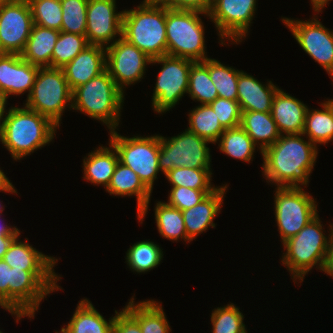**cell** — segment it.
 Masks as SVG:
<instances>
[{"instance_id": "f35d334b", "label": "cell", "mask_w": 333, "mask_h": 333, "mask_svg": "<svg viewBox=\"0 0 333 333\" xmlns=\"http://www.w3.org/2000/svg\"><path fill=\"white\" fill-rule=\"evenodd\" d=\"M31 10L33 24L61 31L62 7L60 0L26 1Z\"/></svg>"}, {"instance_id": "d4e9b609", "label": "cell", "mask_w": 333, "mask_h": 333, "mask_svg": "<svg viewBox=\"0 0 333 333\" xmlns=\"http://www.w3.org/2000/svg\"><path fill=\"white\" fill-rule=\"evenodd\" d=\"M240 126L256 145L257 142L261 141L259 144L261 154L267 147L273 145L281 135L271 112L242 111Z\"/></svg>"}, {"instance_id": "7bdbcfd3", "label": "cell", "mask_w": 333, "mask_h": 333, "mask_svg": "<svg viewBox=\"0 0 333 333\" xmlns=\"http://www.w3.org/2000/svg\"><path fill=\"white\" fill-rule=\"evenodd\" d=\"M209 105L225 130L240 125L242 111L238 101L217 97Z\"/></svg>"}, {"instance_id": "f6af8a7d", "label": "cell", "mask_w": 333, "mask_h": 333, "mask_svg": "<svg viewBox=\"0 0 333 333\" xmlns=\"http://www.w3.org/2000/svg\"><path fill=\"white\" fill-rule=\"evenodd\" d=\"M115 313L112 333H142L139 323L124 308Z\"/></svg>"}, {"instance_id": "9c48e42d", "label": "cell", "mask_w": 333, "mask_h": 333, "mask_svg": "<svg viewBox=\"0 0 333 333\" xmlns=\"http://www.w3.org/2000/svg\"><path fill=\"white\" fill-rule=\"evenodd\" d=\"M54 271H24L11 268L10 310L20 317H34L47 294L59 290Z\"/></svg>"}, {"instance_id": "6da1fadb", "label": "cell", "mask_w": 333, "mask_h": 333, "mask_svg": "<svg viewBox=\"0 0 333 333\" xmlns=\"http://www.w3.org/2000/svg\"><path fill=\"white\" fill-rule=\"evenodd\" d=\"M302 134L280 135V138L263 152V174L278 187L307 185L317 159V146Z\"/></svg>"}, {"instance_id": "11a10c76", "label": "cell", "mask_w": 333, "mask_h": 333, "mask_svg": "<svg viewBox=\"0 0 333 333\" xmlns=\"http://www.w3.org/2000/svg\"><path fill=\"white\" fill-rule=\"evenodd\" d=\"M11 0H0V6L2 5V4H5V3H8V2H10Z\"/></svg>"}, {"instance_id": "4fadbf2b", "label": "cell", "mask_w": 333, "mask_h": 333, "mask_svg": "<svg viewBox=\"0 0 333 333\" xmlns=\"http://www.w3.org/2000/svg\"><path fill=\"white\" fill-rule=\"evenodd\" d=\"M106 57V70L122 91L124 86L143 78L145 66L151 64L144 52L123 37L107 46Z\"/></svg>"}, {"instance_id": "7dc6e473", "label": "cell", "mask_w": 333, "mask_h": 333, "mask_svg": "<svg viewBox=\"0 0 333 333\" xmlns=\"http://www.w3.org/2000/svg\"><path fill=\"white\" fill-rule=\"evenodd\" d=\"M170 8L178 10L198 11L208 14L211 6L210 0H161Z\"/></svg>"}, {"instance_id": "74e56055", "label": "cell", "mask_w": 333, "mask_h": 333, "mask_svg": "<svg viewBox=\"0 0 333 333\" xmlns=\"http://www.w3.org/2000/svg\"><path fill=\"white\" fill-rule=\"evenodd\" d=\"M62 7L61 31L86 36L88 0H60Z\"/></svg>"}, {"instance_id": "ffe728a7", "label": "cell", "mask_w": 333, "mask_h": 333, "mask_svg": "<svg viewBox=\"0 0 333 333\" xmlns=\"http://www.w3.org/2000/svg\"><path fill=\"white\" fill-rule=\"evenodd\" d=\"M226 189L227 184L218 187L199 204L182 211L186 234L191 241L200 233L206 231L208 226L215 227L213 219L220 212Z\"/></svg>"}, {"instance_id": "816d5d0a", "label": "cell", "mask_w": 333, "mask_h": 333, "mask_svg": "<svg viewBox=\"0 0 333 333\" xmlns=\"http://www.w3.org/2000/svg\"><path fill=\"white\" fill-rule=\"evenodd\" d=\"M0 235H20V231L16 227H9L7 225H0Z\"/></svg>"}, {"instance_id": "484cf974", "label": "cell", "mask_w": 333, "mask_h": 333, "mask_svg": "<svg viewBox=\"0 0 333 333\" xmlns=\"http://www.w3.org/2000/svg\"><path fill=\"white\" fill-rule=\"evenodd\" d=\"M109 145V148L99 147L83 160L84 178L97 185L103 184L105 189L108 188L119 161L117 151Z\"/></svg>"}, {"instance_id": "8d00e7d4", "label": "cell", "mask_w": 333, "mask_h": 333, "mask_svg": "<svg viewBox=\"0 0 333 333\" xmlns=\"http://www.w3.org/2000/svg\"><path fill=\"white\" fill-rule=\"evenodd\" d=\"M210 168L194 169L190 167H179L165 174L172 187H187L191 189H217L211 186Z\"/></svg>"}, {"instance_id": "60d3db41", "label": "cell", "mask_w": 333, "mask_h": 333, "mask_svg": "<svg viewBox=\"0 0 333 333\" xmlns=\"http://www.w3.org/2000/svg\"><path fill=\"white\" fill-rule=\"evenodd\" d=\"M243 316L233 303L216 308L211 315L212 333H247Z\"/></svg>"}, {"instance_id": "4316f807", "label": "cell", "mask_w": 333, "mask_h": 333, "mask_svg": "<svg viewBox=\"0 0 333 333\" xmlns=\"http://www.w3.org/2000/svg\"><path fill=\"white\" fill-rule=\"evenodd\" d=\"M113 322L114 317L108 323L89 300L83 299L61 333H112Z\"/></svg>"}, {"instance_id": "f546056e", "label": "cell", "mask_w": 333, "mask_h": 333, "mask_svg": "<svg viewBox=\"0 0 333 333\" xmlns=\"http://www.w3.org/2000/svg\"><path fill=\"white\" fill-rule=\"evenodd\" d=\"M155 220L160 235L164 238L177 241H191L186 234L182 211L168 205L166 202H158L155 207Z\"/></svg>"}, {"instance_id": "5b68a950", "label": "cell", "mask_w": 333, "mask_h": 333, "mask_svg": "<svg viewBox=\"0 0 333 333\" xmlns=\"http://www.w3.org/2000/svg\"><path fill=\"white\" fill-rule=\"evenodd\" d=\"M198 11L178 10L166 5L167 55L193 61L205 55L204 26Z\"/></svg>"}, {"instance_id": "836d02e7", "label": "cell", "mask_w": 333, "mask_h": 333, "mask_svg": "<svg viewBox=\"0 0 333 333\" xmlns=\"http://www.w3.org/2000/svg\"><path fill=\"white\" fill-rule=\"evenodd\" d=\"M162 250L151 241L135 243L127 250L126 262L130 269L138 273L147 272L160 264L163 258Z\"/></svg>"}, {"instance_id": "bcb514c9", "label": "cell", "mask_w": 333, "mask_h": 333, "mask_svg": "<svg viewBox=\"0 0 333 333\" xmlns=\"http://www.w3.org/2000/svg\"><path fill=\"white\" fill-rule=\"evenodd\" d=\"M12 54L0 53V92L6 96L11 95Z\"/></svg>"}, {"instance_id": "ab89813d", "label": "cell", "mask_w": 333, "mask_h": 333, "mask_svg": "<svg viewBox=\"0 0 333 333\" xmlns=\"http://www.w3.org/2000/svg\"><path fill=\"white\" fill-rule=\"evenodd\" d=\"M39 67L25 61L20 55L12 54L11 95L31 93Z\"/></svg>"}, {"instance_id": "d6a6232c", "label": "cell", "mask_w": 333, "mask_h": 333, "mask_svg": "<svg viewBox=\"0 0 333 333\" xmlns=\"http://www.w3.org/2000/svg\"><path fill=\"white\" fill-rule=\"evenodd\" d=\"M219 139V149L222 152L233 158L250 162L255 152L256 144L240 125L226 129Z\"/></svg>"}, {"instance_id": "44dd1931", "label": "cell", "mask_w": 333, "mask_h": 333, "mask_svg": "<svg viewBox=\"0 0 333 333\" xmlns=\"http://www.w3.org/2000/svg\"><path fill=\"white\" fill-rule=\"evenodd\" d=\"M260 83L253 76L240 71L237 83V101L241 111L271 112L275 94L279 90L271 81Z\"/></svg>"}, {"instance_id": "8992f818", "label": "cell", "mask_w": 333, "mask_h": 333, "mask_svg": "<svg viewBox=\"0 0 333 333\" xmlns=\"http://www.w3.org/2000/svg\"><path fill=\"white\" fill-rule=\"evenodd\" d=\"M318 214L295 236L283 243L286 253L282 264L287 266L293 278L303 281L313 266L322 269L329 239L323 234Z\"/></svg>"}, {"instance_id": "9f6ffc18", "label": "cell", "mask_w": 333, "mask_h": 333, "mask_svg": "<svg viewBox=\"0 0 333 333\" xmlns=\"http://www.w3.org/2000/svg\"><path fill=\"white\" fill-rule=\"evenodd\" d=\"M329 102H330V104L332 105V107H333V99H331V100H328Z\"/></svg>"}, {"instance_id": "f907efd6", "label": "cell", "mask_w": 333, "mask_h": 333, "mask_svg": "<svg viewBox=\"0 0 333 333\" xmlns=\"http://www.w3.org/2000/svg\"><path fill=\"white\" fill-rule=\"evenodd\" d=\"M0 191L17 193V191L14 189V186L2 170H0Z\"/></svg>"}, {"instance_id": "7402d4cb", "label": "cell", "mask_w": 333, "mask_h": 333, "mask_svg": "<svg viewBox=\"0 0 333 333\" xmlns=\"http://www.w3.org/2000/svg\"><path fill=\"white\" fill-rule=\"evenodd\" d=\"M106 191L111 195L137 196V214L139 221H142L147 213L152 192L143 184L139 176L131 168L118 161Z\"/></svg>"}, {"instance_id": "f5cc1de1", "label": "cell", "mask_w": 333, "mask_h": 333, "mask_svg": "<svg viewBox=\"0 0 333 333\" xmlns=\"http://www.w3.org/2000/svg\"><path fill=\"white\" fill-rule=\"evenodd\" d=\"M331 0H311L315 12H321L324 6Z\"/></svg>"}, {"instance_id": "b9f144b4", "label": "cell", "mask_w": 333, "mask_h": 333, "mask_svg": "<svg viewBox=\"0 0 333 333\" xmlns=\"http://www.w3.org/2000/svg\"><path fill=\"white\" fill-rule=\"evenodd\" d=\"M215 190L216 189H191L184 186L172 187L167 204L184 211L199 204Z\"/></svg>"}, {"instance_id": "681fc988", "label": "cell", "mask_w": 333, "mask_h": 333, "mask_svg": "<svg viewBox=\"0 0 333 333\" xmlns=\"http://www.w3.org/2000/svg\"><path fill=\"white\" fill-rule=\"evenodd\" d=\"M19 235H0V260H3L5 253L12 241Z\"/></svg>"}, {"instance_id": "83f0119b", "label": "cell", "mask_w": 333, "mask_h": 333, "mask_svg": "<svg viewBox=\"0 0 333 333\" xmlns=\"http://www.w3.org/2000/svg\"><path fill=\"white\" fill-rule=\"evenodd\" d=\"M133 300L124 309L139 323L142 333H169L170 326L159 303L146 300L135 304Z\"/></svg>"}, {"instance_id": "ba28073f", "label": "cell", "mask_w": 333, "mask_h": 333, "mask_svg": "<svg viewBox=\"0 0 333 333\" xmlns=\"http://www.w3.org/2000/svg\"><path fill=\"white\" fill-rule=\"evenodd\" d=\"M110 143L117 151L119 162L131 168L152 192L159 169L160 136L124 137L110 131Z\"/></svg>"}, {"instance_id": "30bf717a", "label": "cell", "mask_w": 333, "mask_h": 333, "mask_svg": "<svg viewBox=\"0 0 333 333\" xmlns=\"http://www.w3.org/2000/svg\"><path fill=\"white\" fill-rule=\"evenodd\" d=\"M275 217L282 242L295 236L317 215L316 201L299 187H277Z\"/></svg>"}, {"instance_id": "d6986e66", "label": "cell", "mask_w": 333, "mask_h": 333, "mask_svg": "<svg viewBox=\"0 0 333 333\" xmlns=\"http://www.w3.org/2000/svg\"><path fill=\"white\" fill-rule=\"evenodd\" d=\"M307 109L300 100L279 89L274 96L271 110L279 133L302 134Z\"/></svg>"}, {"instance_id": "ac0fdd59", "label": "cell", "mask_w": 333, "mask_h": 333, "mask_svg": "<svg viewBox=\"0 0 333 333\" xmlns=\"http://www.w3.org/2000/svg\"><path fill=\"white\" fill-rule=\"evenodd\" d=\"M62 69L73 91L106 70V47L89 45Z\"/></svg>"}, {"instance_id": "4dcf8cb0", "label": "cell", "mask_w": 333, "mask_h": 333, "mask_svg": "<svg viewBox=\"0 0 333 333\" xmlns=\"http://www.w3.org/2000/svg\"><path fill=\"white\" fill-rule=\"evenodd\" d=\"M187 93L192 99L200 101L201 104H210L219 97L209 76L208 59L196 61L191 65Z\"/></svg>"}, {"instance_id": "2e32d148", "label": "cell", "mask_w": 333, "mask_h": 333, "mask_svg": "<svg viewBox=\"0 0 333 333\" xmlns=\"http://www.w3.org/2000/svg\"><path fill=\"white\" fill-rule=\"evenodd\" d=\"M256 10V0H212L208 15L221 39L240 42L248 32Z\"/></svg>"}, {"instance_id": "e0dca14e", "label": "cell", "mask_w": 333, "mask_h": 333, "mask_svg": "<svg viewBox=\"0 0 333 333\" xmlns=\"http://www.w3.org/2000/svg\"><path fill=\"white\" fill-rule=\"evenodd\" d=\"M115 3V0H88L86 37L90 45L107 48L117 34L122 37L124 12H115Z\"/></svg>"}, {"instance_id": "cb8c5ba5", "label": "cell", "mask_w": 333, "mask_h": 333, "mask_svg": "<svg viewBox=\"0 0 333 333\" xmlns=\"http://www.w3.org/2000/svg\"><path fill=\"white\" fill-rule=\"evenodd\" d=\"M18 238L19 236L12 241L3 257L11 268L24 271H54L56 258L42 254L26 241L18 242Z\"/></svg>"}, {"instance_id": "277c9868", "label": "cell", "mask_w": 333, "mask_h": 333, "mask_svg": "<svg viewBox=\"0 0 333 333\" xmlns=\"http://www.w3.org/2000/svg\"><path fill=\"white\" fill-rule=\"evenodd\" d=\"M123 92L105 70L72 91V109L101 120L112 131L119 124Z\"/></svg>"}, {"instance_id": "3957f363", "label": "cell", "mask_w": 333, "mask_h": 333, "mask_svg": "<svg viewBox=\"0 0 333 333\" xmlns=\"http://www.w3.org/2000/svg\"><path fill=\"white\" fill-rule=\"evenodd\" d=\"M123 12L124 39L150 59L167 55L166 5L161 0H144Z\"/></svg>"}, {"instance_id": "e575fe53", "label": "cell", "mask_w": 333, "mask_h": 333, "mask_svg": "<svg viewBox=\"0 0 333 333\" xmlns=\"http://www.w3.org/2000/svg\"><path fill=\"white\" fill-rule=\"evenodd\" d=\"M209 76L220 98L237 101V83L240 71L208 58Z\"/></svg>"}, {"instance_id": "db71d44e", "label": "cell", "mask_w": 333, "mask_h": 333, "mask_svg": "<svg viewBox=\"0 0 333 333\" xmlns=\"http://www.w3.org/2000/svg\"><path fill=\"white\" fill-rule=\"evenodd\" d=\"M7 103V98L5 95H3L0 92V126H1V121L4 119V113H5V105ZM2 119V120H1Z\"/></svg>"}, {"instance_id": "52a82bcc", "label": "cell", "mask_w": 333, "mask_h": 333, "mask_svg": "<svg viewBox=\"0 0 333 333\" xmlns=\"http://www.w3.org/2000/svg\"><path fill=\"white\" fill-rule=\"evenodd\" d=\"M72 108V91L62 68L39 67L26 107L49 118L59 127L66 104Z\"/></svg>"}, {"instance_id": "7c38bea8", "label": "cell", "mask_w": 333, "mask_h": 333, "mask_svg": "<svg viewBox=\"0 0 333 333\" xmlns=\"http://www.w3.org/2000/svg\"><path fill=\"white\" fill-rule=\"evenodd\" d=\"M194 62L187 58L169 55L151 59V63L163 65L154 87L152 98L154 111L157 113L169 111L187 93L189 71Z\"/></svg>"}, {"instance_id": "5bb4252c", "label": "cell", "mask_w": 333, "mask_h": 333, "mask_svg": "<svg viewBox=\"0 0 333 333\" xmlns=\"http://www.w3.org/2000/svg\"><path fill=\"white\" fill-rule=\"evenodd\" d=\"M33 27V17L25 0H11L0 6V53L20 55Z\"/></svg>"}, {"instance_id": "7a4b0ae2", "label": "cell", "mask_w": 333, "mask_h": 333, "mask_svg": "<svg viewBox=\"0 0 333 333\" xmlns=\"http://www.w3.org/2000/svg\"><path fill=\"white\" fill-rule=\"evenodd\" d=\"M0 126V141L14 160L49 144L58 127L49 118L27 108L12 107Z\"/></svg>"}, {"instance_id": "6f0895ef", "label": "cell", "mask_w": 333, "mask_h": 333, "mask_svg": "<svg viewBox=\"0 0 333 333\" xmlns=\"http://www.w3.org/2000/svg\"><path fill=\"white\" fill-rule=\"evenodd\" d=\"M3 207H2V205L0 204V213L3 211V209H2Z\"/></svg>"}, {"instance_id": "1f68e13d", "label": "cell", "mask_w": 333, "mask_h": 333, "mask_svg": "<svg viewBox=\"0 0 333 333\" xmlns=\"http://www.w3.org/2000/svg\"><path fill=\"white\" fill-rule=\"evenodd\" d=\"M188 129L211 143L219 141L225 131L209 104H201L189 113Z\"/></svg>"}, {"instance_id": "d590c367", "label": "cell", "mask_w": 333, "mask_h": 333, "mask_svg": "<svg viewBox=\"0 0 333 333\" xmlns=\"http://www.w3.org/2000/svg\"><path fill=\"white\" fill-rule=\"evenodd\" d=\"M89 45L84 35L60 31L53 49L52 67H64Z\"/></svg>"}, {"instance_id": "f1b7e54d", "label": "cell", "mask_w": 333, "mask_h": 333, "mask_svg": "<svg viewBox=\"0 0 333 333\" xmlns=\"http://www.w3.org/2000/svg\"><path fill=\"white\" fill-rule=\"evenodd\" d=\"M321 105L323 110L307 109L302 133V136L306 134L315 146L317 143L326 144L333 140V107L329 101Z\"/></svg>"}, {"instance_id": "ee69618b", "label": "cell", "mask_w": 333, "mask_h": 333, "mask_svg": "<svg viewBox=\"0 0 333 333\" xmlns=\"http://www.w3.org/2000/svg\"><path fill=\"white\" fill-rule=\"evenodd\" d=\"M10 283L11 267L4 260H0V306L16 315L18 322L21 317L10 310Z\"/></svg>"}, {"instance_id": "603a6c76", "label": "cell", "mask_w": 333, "mask_h": 333, "mask_svg": "<svg viewBox=\"0 0 333 333\" xmlns=\"http://www.w3.org/2000/svg\"><path fill=\"white\" fill-rule=\"evenodd\" d=\"M60 31L33 24L30 36L20 56L38 67H52L53 49Z\"/></svg>"}, {"instance_id": "c3c4849f", "label": "cell", "mask_w": 333, "mask_h": 333, "mask_svg": "<svg viewBox=\"0 0 333 333\" xmlns=\"http://www.w3.org/2000/svg\"><path fill=\"white\" fill-rule=\"evenodd\" d=\"M330 227L331 234L329 235L328 247L321 270L333 277V227L332 225Z\"/></svg>"}, {"instance_id": "8fae6325", "label": "cell", "mask_w": 333, "mask_h": 333, "mask_svg": "<svg viewBox=\"0 0 333 333\" xmlns=\"http://www.w3.org/2000/svg\"><path fill=\"white\" fill-rule=\"evenodd\" d=\"M209 141L186 129L171 139L160 136L159 169L164 174L179 167L210 168Z\"/></svg>"}, {"instance_id": "9a60e30c", "label": "cell", "mask_w": 333, "mask_h": 333, "mask_svg": "<svg viewBox=\"0 0 333 333\" xmlns=\"http://www.w3.org/2000/svg\"><path fill=\"white\" fill-rule=\"evenodd\" d=\"M300 47L333 78V31L326 29L317 18L299 21L283 18Z\"/></svg>"}]
</instances>
